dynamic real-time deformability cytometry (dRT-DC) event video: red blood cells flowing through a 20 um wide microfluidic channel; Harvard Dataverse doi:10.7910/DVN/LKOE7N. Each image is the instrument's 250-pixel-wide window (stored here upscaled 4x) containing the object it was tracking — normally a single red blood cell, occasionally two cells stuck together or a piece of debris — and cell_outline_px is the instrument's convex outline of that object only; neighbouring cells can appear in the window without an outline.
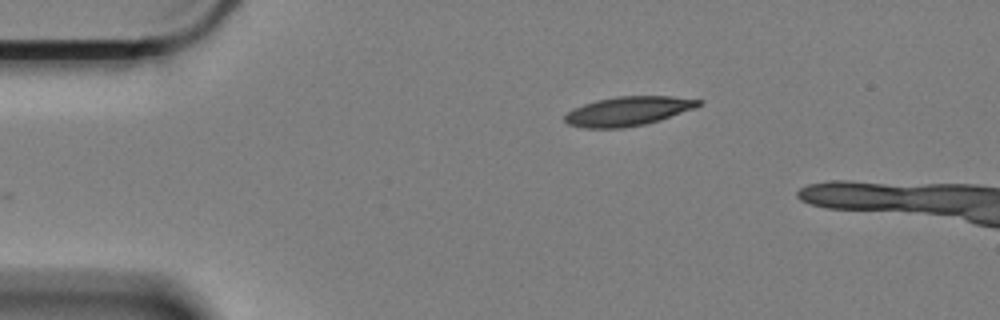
{"species": "Egyptian fruit bat (a non-hibernating species)", "species_latin": "Rousettus aegyptiacus", "temperature_condition": "cold", "stored_images_in_passage": 8, "camera_frame_rate_fps": 3000, "um_per_image_px": 0.085, "animal": {"sex": "female"}, "frame": {"image": 1, "passage_image": 1, "time_ms": 0.0, "image_size_px": [1000, 320], "cell_outline_px": [[704, 104], [696, 108], [660, 120], [644, 124], [624, 128], [584, 128], [568, 124], [564, 120], [564, 116], [572, 108], [596, 100], [616, 96], [672, 96], [704, 100]], "centroid_in_image_um": [53.42, 9.44], "position_along_channel_um": 31.6, "area_um2": 23.0}}